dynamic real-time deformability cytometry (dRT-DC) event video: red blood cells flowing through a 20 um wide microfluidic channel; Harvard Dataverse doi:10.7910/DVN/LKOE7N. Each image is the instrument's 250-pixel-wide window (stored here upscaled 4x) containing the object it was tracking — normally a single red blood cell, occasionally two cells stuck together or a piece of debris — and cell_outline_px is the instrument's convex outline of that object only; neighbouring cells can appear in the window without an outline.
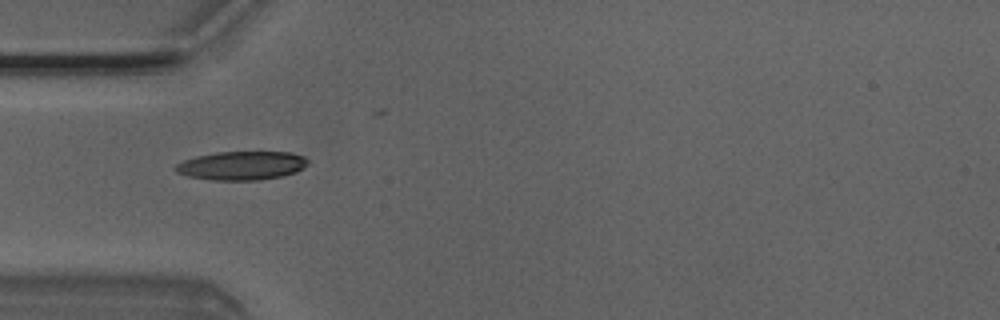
{"species": "Egyptian fruit bat (a non-hibernating species)", "species_latin": "Rousettus aegyptiacus", "temperature_condition": "room temperature", "stored_images_in_passage": 7, "camera_frame_rate_fps": 3000, "um_per_image_px": 0.085, "animal": {"sex": "male"}, "frame": {"image": 1, "passage_image": 4, "time_ms": 1.0, "image_size_px": [1000, 320], "cell_outline_px": [[308, 164], [304, 168], [296, 172], [280, 176], [260, 180], [212, 180], [188, 176], [176, 172], [176, 164], [184, 160], [196, 156], [216, 152], [292, 152], [304, 156], [308, 160]], "centroid_in_image_um": [20.57, 14.07], "position_along_channel_um": 64.4, "area_um2": 22.14}}